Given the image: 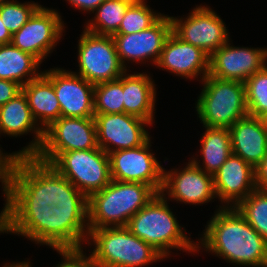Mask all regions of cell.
<instances>
[{
	"mask_svg": "<svg viewBox=\"0 0 267 267\" xmlns=\"http://www.w3.org/2000/svg\"><path fill=\"white\" fill-rule=\"evenodd\" d=\"M215 212L196 243L197 252L204 247L233 265L267 267V242L238 210L219 205Z\"/></svg>",
	"mask_w": 267,
	"mask_h": 267,
	"instance_id": "1",
	"label": "cell"
},
{
	"mask_svg": "<svg viewBox=\"0 0 267 267\" xmlns=\"http://www.w3.org/2000/svg\"><path fill=\"white\" fill-rule=\"evenodd\" d=\"M5 204H48L88 199L51 164L34 156L16 157L4 179Z\"/></svg>",
	"mask_w": 267,
	"mask_h": 267,
	"instance_id": "2",
	"label": "cell"
},
{
	"mask_svg": "<svg viewBox=\"0 0 267 267\" xmlns=\"http://www.w3.org/2000/svg\"><path fill=\"white\" fill-rule=\"evenodd\" d=\"M157 194L144 183L111 180L88 198L89 232L103 227L127 226L129 220Z\"/></svg>",
	"mask_w": 267,
	"mask_h": 267,
	"instance_id": "3",
	"label": "cell"
},
{
	"mask_svg": "<svg viewBox=\"0 0 267 267\" xmlns=\"http://www.w3.org/2000/svg\"><path fill=\"white\" fill-rule=\"evenodd\" d=\"M168 200L160 193L141 208L128 222V230L153 246L165 258L170 250L197 252V245L183 232L182 226L169 209Z\"/></svg>",
	"mask_w": 267,
	"mask_h": 267,
	"instance_id": "4",
	"label": "cell"
},
{
	"mask_svg": "<svg viewBox=\"0 0 267 267\" xmlns=\"http://www.w3.org/2000/svg\"><path fill=\"white\" fill-rule=\"evenodd\" d=\"M87 242L95 245L91 255L97 267H142L165 258L126 226L92 230Z\"/></svg>",
	"mask_w": 267,
	"mask_h": 267,
	"instance_id": "5",
	"label": "cell"
},
{
	"mask_svg": "<svg viewBox=\"0 0 267 267\" xmlns=\"http://www.w3.org/2000/svg\"><path fill=\"white\" fill-rule=\"evenodd\" d=\"M201 82L203 88L195 108L203 126L230 128L248 115L244 82L221 80L209 74Z\"/></svg>",
	"mask_w": 267,
	"mask_h": 267,
	"instance_id": "6",
	"label": "cell"
},
{
	"mask_svg": "<svg viewBox=\"0 0 267 267\" xmlns=\"http://www.w3.org/2000/svg\"><path fill=\"white\" fill-rule=\"evenodd\" d=\"M50 164L87 198L111 182L109 155L99 147L61 152Z\"/></svg>",
	"mask_w": 267,
	"mask_h": 267,
	"instance_id": "7",
	"label": "cell"
},
{
	"mask_svg": "<svg viewBox=\"0 0 267 267\" xmlns=\"http://www.w3.org/2000/svg\"><path fill=\"white\" fill-rule=\"evenodd\" d=\"M0 233H14L51 248H57V218L48 204H4Z\"/></svg>",
	"mask_w": 267,
	"mask_h": 267,
	"instance_id": "8",
	"label": "cell"
},
{
	"mask_svg": "<svg viewBox=\"0 0 267 267\" xmlns=\"http://www.w3.org/2000/svg\"><path fill=\"white\" fill-rule=\"evenodd\" d=\"M97 147L94 118L60 117L44 130L41 147L34 157L50 164L61 152Z\"/></svg>",
	"mask_w": 267,
	"mask_h": 267,
	"instance_id": "9",
	"label": "cell"
},
{
	"mask_svg": "<svg viewBox=\"0 0 267 267\" xmlns=\"http://www.w3.org/2000/svg\"><path fill=\"white\" fill-rule=\"evenodd\" d=\"M78 40L80 75L92 84L116 80L126 71L121 64L112 36L99 35L85 28Z\"/></svg>",
	"mask_w": 267,
	"mask_h": 267,
	"instance_id": "10",
	"label": "cell"
},
{
	"mask_svg": "<svg viewBox=\"0 0 267 267\" xmlns=\"http://www.w3.org/2000/svg\"><path fill=\"white\" fill-rule=\"evenodd\" d=\"M170 18L172 32L178 38L201 48L209 56L230 40L225 23L210 7L196 6L186 18Z\"/></svg>",
	"mask_w": 267,
	"mask_h": 267,
	"instance_id": "11",
	"label": "cell"
},
{
	"mask_svg": "<svg viewBox=\"0 0 267 267\" xmlns=\"http://www.w3.org/2000/svg\"><path fill=\"white\" fill-rule=\"evenodd\" d=\"M64 22L55 9L40 7L32 17L12 35V44L31 54L40 63L59 43Z\"/></svg>",
	"mask_w": 267,
	"mask_h": 267,
	"instance_id": "12",
	"label": "cell"
},
{
	"mask_svg": "<svg viewBox=\"0 0 267 267\" xmlns=\"http://www.w3.org/2000/svg\"><path fill=\"white\" fill-rule=\"evenodd\" d=\"M150 138L141 146L109 153L111 180L144 183L158 194L163 185V167L150 152Z\"/></svg>",
	"mask_w": 267,
	"mask_h": 267,
	"instance_id": "13",
	"label": "cell"
},
{
	"mask_svg": "<svg viewBox=\"0 0 267 267\" xmlns=\"http://www.w3.org/2000/svg\"><path fill=\"white\" fill-rule=\"evenodd\" d=\"M94 120L97 145L107 154L139 147L151 138L145 129L151 124L130 114H95Z\"/></svg>",
	"mask_w": 267,
	"mask_h": 267,
	"instance_id": "14",
	"label": "cell"
},
{
	"mask_svg": "<svg viewBox=\"0 0 267 267\" xmlns=\"http://www.w3.org/2000/svg\"><path fill=\"white\" fill-rule=\"evenodd\" d=\"M52 84L61 108V117L94 118V84L62 68L42 73Z\"/></svg>",
	"mask_w": 267,
	"mask_h": 267,
	"instance_id": "15",
	"label": "cell"
},
{
	"mask_svg": "<svg viewBox=\"0 0 267 267\" xmlns=\"http://www.w3.org/2000/svg\"><path fill=\"white\" fill-rule=\"evenodd\" d=\"M188 161L185 168L181 170L166 171L163 168V185L160 194L165 199H172L185 204L202 205L209 203L216 198L213 175L201 170L192 161Z\"/></svg>",
	"mask_w": 267,
	"mask_h": 267,
	"instance_id": "16",
	"label": "cell"
},
{
	"mask_svg": "<svg viewBox=\"0 0 267 267\" xmlns=\"http://www.w3.org/2000/svg\"><path fill=\"white\" fill-rule=\"evenodd\" d=\"M172 33L170 16L163 15L150 28L131 34H114L117 54L123 67L127 70L126 61L138 64L150 60L156 64L163 50L164 44ZM126 65V66H125Z\"/></svg>",
	"mask_w": 267,
	"mask_h": 267,
	"instance_id": "17",
	"label": "cell"
},
{
	"mask_svg": "<svg viewBox=\"0 0 267 267\" xmlns=\"http://www.w3.org/2000/svg\"><path fill=\"white\" fill-rule=\"evenodd\" d=\"M230 45L228 41L210 56V76L245 82L267 64V48Z\"/></svg>",
	"mask_w": 267,
	"mask_h": 267,
	"instance_id": "18",
	"label": "cell"
},
{
	"mask_svg": "<svg viewBox=\"0 0 267 267\" xmlns=\"http://www.w3.org/2000/svg\"><path fill=\"white\" fill-rule=\"evenodd\" d=\"M254 171L250 164L233 153L226 159L213 175L215 195L222 207H236L256 189Z\"/></svg>",
	"mask_w": 267,
	"mask_h": 267,
	"instance_id": "19",
	"label": "cell"
},
{
	"mask_svg": "<svg viewBox=\"0 0 267 267\" xmlns=\"http://www.w3.org/2000/svg\"><path fill=\"white\" fill-rule=\"evenodd\" d=\"M209 58L201 48L182 41L172 32L155 66L182 78L193 79L200 75L203 80L209 74Z\"/></svg>",
	"mask_w": 267,
	"mask_h": 267,
	"instance_id": "20",
	"label": "cell"
},
{
	"mask_svg": "<svg viewBox=\"0 0 267 267\" xmlns=\"http://www.w3.org/2000/svg\"><path fill=\"white\" fill-rule=\"evenodd\" d=\"M29 132H34V139L21 150L13 152L16 157L34 156L41 147L44 134L32 115L26 96L21 92L0 107V134L18 137Z\"/></svg>",
	"mask_w": 267,
	"mask_h": 267,
	"instance_id": "21",
	"label": "cell"
},
{
	"mask_svg": "<svg viewBox=\"0 0 267 267\" xmlns=\"http://www.w3.org/2000/svg\"><path fill=\"white\" fill-rule=\"evenodd\" d=\"M57 218V248H79L87 242L88 199H63L52 206Z\"/></svg>",
	"mask_w": 267,
	"mask_h": 267,
	"instance_id": "22",
	"label": "cell"
},
{
	"mask_svg": "<svg viewBox=\"0 0 267 267\" xmlns=\"http://www.w3.org/2000/svg\"><path fill=\"white\" fill-rule=\"evenodd\" d=\"M228 129L232 153L255 169L267 150V120L246 115Z\"/></svg>",
	"mask_w": 267,
	"mask_h": 267,
	"instance_id": "23",
	"label": "cell"
},
{
	"mask_svg": "<svg viewBox=\"0 0 267 267\" xmlns=\"http://www.w3.org/2000/svg\"><path fill=\"white\" fill-rule=\"evenodd\" d=\"M155 82L144 73H123L124 113L153 124L156 102Z\"/></svg>",
	"mask_w": 267,
	"mask_h": 267,
	"instance_id": "24",
	"label": "cell"
},
{
	"mask_svg": "<svg viewBox=\"0 0 267 267\" xmlns=\"http://www.w3.org/2000/svg\"><path fill=\"white\" fill-rule=\"evenodd\" d=\"M22 92L27 98L34 119L43 130L61 117V108L53 84L43 74L23 85Z\"/></svg>",
	"mask_w": 267,
	"mask_h": 267,
	"instance_id": "25",
	"label": "cell"
},
{
	"mask_svg": "<svg viewBox=\"0 0 267 267\" xmlns=\"http://www.w3.org/2000/svg\"><path fill=\"white\" fill-rule=\"evenodd\" d=\"M40 64L34 56L12 43L0 45V79L26 85L43 73L38 70Z\"/></svg>",
	"mask_w": 267,
	"mask_h": 267,
	"instance_id": "26",
	"label": "cell"
},
{
	"mask_svg": "<svg viewBox=\"0 0 267 267\" xmlns=\"http://www.w3.org/2000/svg\"><path fill=\"white\" fill-rule=\"evenodd\" d=\"M205 127V133L201 137L200 152L203 157V168L198 158L190 159L201 170L214 175L232 154L231 137L228 128Z\"/></svg>",
	"mask_w": 267,
	"mask_h": 267,
	"instance_id": "27",
	"label": "cell"
},
{
	"mask_svg": "<svg viewBox=\"0 0 267 267\" xmlns=\"http://www.w3.org/2000/svg\"><path fill=\"white\" fill-rule=\"evenodd\" d=\"M134 0H105L95 10L93 19L84 27L87 31L113 36L118 32L124 14Z\"/></svg>",
	"mask_w": 267,
	"mask_h": 267,
	"instance_id": "28",
	"label": "cell"
},
{
	"mask_svg": "<svg viewBox=\"0 0 267 267\" xmlns=\"http://www.w3.org/2000/svg\"><path fill=\"white\" fill-rule=\"evenodd\" d=\"M123 94V74L116 80L95 84V114L124 113Z\"/></svg>",
	"mask_w": 267,
	"mask_h": 267,
	"instance_id": "29",
	"label": "cell"
},
{
	"mask_svg": "<svg viewBox=\"0 0 267 267\" xmlns=\"http://www.w3.org/2000/svg\"><path fill=\"white\" fill-rule=\"evenodd\" d=\"M235 208L267 242V190L255 189Z\"/></svg>",
	"mask_w": 267,
	"mask_h": 267,
	"instance_id": "30",
	"label": "cell"
},
{
	"mask_svg": "<svg viewBox=\"0 0 267 267\" xmlns=\"http://www.w3.org/2000/svg\"><path fill=\"white\" fill-rule=\"evenodd\" d=\"M164 14L154 12L145 0H134L127 8L116 34L140 32L154 25Z\"/></svg>",
	"mask_w": 267,
	"mask_h": 267,
	"instance_id": "31",
	"label": "cell"
},
{
	"mask_svg": "<svg viewBox=\"0 0 267 267\" xmlns=\"http://www.w3.org/2000/svg\"><path fill=\"white\" fill-rule=\"evenodd\" d=\"M244 83L248 115L267 120V64Z\"/></svg>",
	"mask_w": 267,
	"mask_h": 267,
	"instance_id": "32",
	"label": "cell"
},
{
	"mask_svg": "<svg viewBox=\"0 0 267 267\" xmlns=\"http://www.w3.org/2000/svg\"><path fill=\"white\" fill-rule=\"evenodd\" d=\"M41 6L34 1L32 3H19L17 0H9L0 6V17L3 24L13 35Z\"/></svg>",
	"mask_w": 267,
	"mask_h": 267,
	"instance_id": "33",
	"label": "cell"
},
{
	"mask_svg": "<svg viewBox=\"0 0 267 267\" xmlns=\"http://www.w3.org/2000/svg\"><path fill=\"white\" fill-rule=\"evenodd\" d=\"M82 249L83 247L54 248L63 257L62 262L55 267H97L91 253L86 256Z\"/></svg>",
	"mask_w": 267,
	"mask_h": 267,
	"instance_id": "34",
	"label": "cell"
},
{
	"mask_svg": "<svg viewBox=\"0 0 267 267\" xmlns=\"http://www.w3.org/2000/svg\"><path fill=\"white\" fill-rule=\"evenodd\" d=\"M22 92V86L14 81L0 79V107Z\"/></svg>",
	"mask_w": 267,
	"mask_h": 267,
	"instance_id": "35",
	"label": "cell"
},
{
	"mask_svg": "<svg viewBox=\"0 0 267 267\" xmlns=\"http://www.w3.org/2000/svg\"><path fill=\"white\" fill-rule=\"evenodd\" d=\"M255 186L259 190H267V150L262 161L255 167Z\"/></svg>",
	"mask_w": 267,
	"mask_h": 267,
	"instance_id": "36",
	"label": "cell"
},
{
	"mask_svg": "<svg viewBox=\"0 0 267 267\" xmlns=\"http://www.w3.org/2000/svg\"><path fill=\"white\" fill-rule=\"evenodd\" d=\"M71 4V6H74L77 10L86 11V12H92L96 10V8L103 3L105 0H66Z\"/></svg>",
	"mask_w": 267,
	"mask_h": 267,
	"instance_id": "37",
	"label": "cell"
},
{
	"mask_svg": "<svg viewBox=\"0 0 267 267\" xmlns=\"http://www.w3.org/2000/svg\"><path fill=\"white\" fill-rule=\"evenodd\" d=\"M16 156L13 153H3L0 149V173L5 177L12 168Z\"/></svg>",
	"mask_w": 267,
	"mask_h": 267,
	"instance_id": "38",
	"label": "cell"
},
{
	"mask_svg": "<svg viewBox=\"0 0 267 267\" xmlns=\"http://www.w3.org/2000/svg\"><path fill=\"white\" fill-rule=\"evenodd\" d=\"M12 42V34L3 24V21L0 17V45L10 44Z\"/></svg>",
	"mask_w": 267,
	"mask_h": 267,
	"instance_id": "39",
	"label": "cell"
},
{
	"mask_svg": "<svg viewBox=\"0 0 267 267\" xmlns=\"http://www.w3.org/2000/svg\"><path fill=\"white\" fill-rule=\"evenodd\" d=\"M3 267H31V264L30 262L27 260V261H22V262H18L15 264V262L13 263H10L9 262L6 264L3 265Z\"/></svg>",
	"mask_w": 267,
	"mask_h": 267,
	"instance_id": "40",
	"label": "cell"
},
{
	"mask_svg": "<svg viewBox=\"0 0 267 267\" xmlns=\"http://www.w3.org/2000/svg\"><path fill=\"white\" fill-rule=\"evenodd\" d=\"M4 179L5 177L0 173V182L2 184L3 191H4Z\"/></svg>",
	"mask_w": 267,
	"mask_h": 267,
	"instance_id": "41",
	"label": "cell"
},
{
	"mask_svg": "<svg viewBox=\"0 0 267 267\" xmlns=\"http://www.w3.org/2000/svg\"><path fill=\"white\" fill-rule=\"evenodd\" d=\"M7 1H9V0H0V6H1L3 3L7 2Z\"/></svg>",
	"mask_w": 267,
	"mask_h": 267,
	"instance_id": "42",
	"label": "cell"
}]
</instances>
